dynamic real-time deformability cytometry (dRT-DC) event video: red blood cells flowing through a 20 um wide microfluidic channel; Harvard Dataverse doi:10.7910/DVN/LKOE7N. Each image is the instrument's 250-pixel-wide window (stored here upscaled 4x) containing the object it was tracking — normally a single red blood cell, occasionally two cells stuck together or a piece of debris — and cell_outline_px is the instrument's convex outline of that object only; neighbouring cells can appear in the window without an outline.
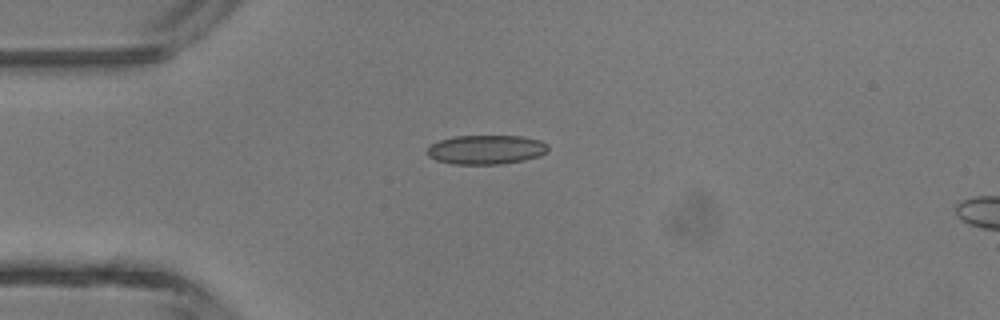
{"species": "common noctule bat (a hibernating species)", "species_latin": "Nyctalus noctula", "temperature_condition": "room temperature", "stored_images_in_passage": 2, "camera_frame_rate_fps": 3000, "um_per_image_px": 0.085, "animal": {"sex": "male", "body_mass_g": 13.3}, "frame": {"image": 1, "passage_image": 1, "time_ms": 0.0, "image_size_px": [1000, 320], "cell_outline_px": [[548, 152], [540, 156], [524, 160], [500, 164], [452, 164], [436, 160], [428, 156], [424, 152], [432, 144], [440, 140], [456, 136], [520, 136], [540, 140], [548, 144]], "centroid_in_image_um": [41.32, 12.72], "position_along_channel_um": 43.7, "area_um2": 20.69}}